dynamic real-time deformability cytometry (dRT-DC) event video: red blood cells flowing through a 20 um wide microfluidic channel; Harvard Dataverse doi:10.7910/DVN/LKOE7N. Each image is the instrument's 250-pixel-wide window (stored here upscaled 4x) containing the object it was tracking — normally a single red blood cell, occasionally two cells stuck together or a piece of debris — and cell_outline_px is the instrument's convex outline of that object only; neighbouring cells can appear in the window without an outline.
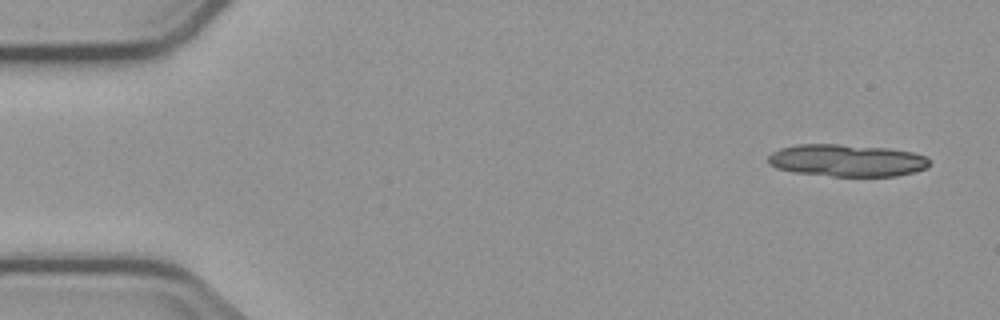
{"species": "common noctule bat (a hibernating species)", "species_latin": "Nyctalus noctula", "temperature_condition": "cold", "stored_images_in_passage": 5, "camera_frame_rate_fps": 3000, "um_per_image_px": 0.085, "animal": {"sex": "male", "body_mass_g": 23.1, "forearm_length_mm": 52.7}, "frame": {"image": 1, "passage_image": 1, "time_ms": 0.0, "image_size_px": [1000, 320], "cell_outline_px": [[932, 160], [928, 168], [896, 176], [832, 176], [796, 172], [776, 168], [768, 164], [768, 156], [772, 152], [780, 148], [796, 144], [836, 144], [888, 148], [912, 152], [928, 156]], "centroid_in_image_um": [72.01, 13.63], "position_along_channel_um": 13.0, "area_um2": 30.46}}